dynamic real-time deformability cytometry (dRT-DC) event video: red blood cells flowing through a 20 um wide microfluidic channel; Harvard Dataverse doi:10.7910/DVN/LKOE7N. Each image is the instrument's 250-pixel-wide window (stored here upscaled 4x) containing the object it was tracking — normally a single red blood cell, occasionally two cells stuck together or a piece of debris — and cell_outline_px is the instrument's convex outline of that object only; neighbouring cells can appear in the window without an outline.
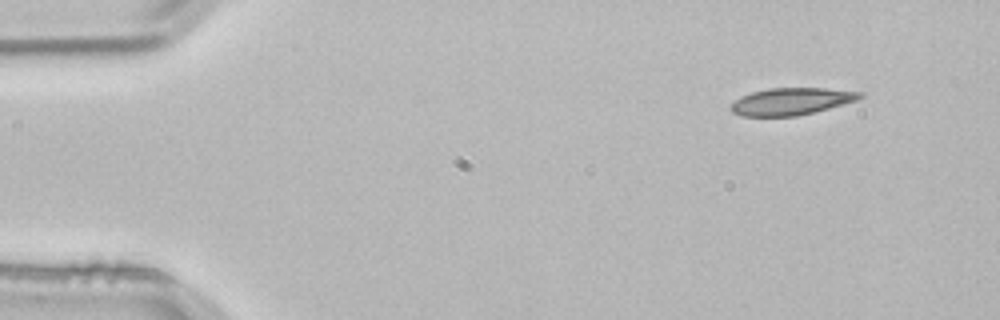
{"species": "common noctule bat (a hibernating species)", "species_latin": "Nyctalus noctula", "temperature_condition": "room temperature", "stored_images_in_passage": 3, "camera_frame_rate_fps": 3000, "um_per_image_px": 0.085, "animal": {"sex": "male", "body_mass_g": 21.5, "forearm_length_mm": 52.0}, "frame": {"image": 1, "passage_image": 1, "time_ms": 0.0, "image_size_px": [1000, 320], "cell_outline_px": [[864, 96], [856, 100], [828, 108], [796, 116], [740, 116], [732, 112], [728, 108], [740, 96], [752, 92], [768, 88], [824, 88], [864, 92]], "centroid_in_image_um": [67.23, 8.61], "position_along_channel_um": 17.8, "area_um2": 20.29}}
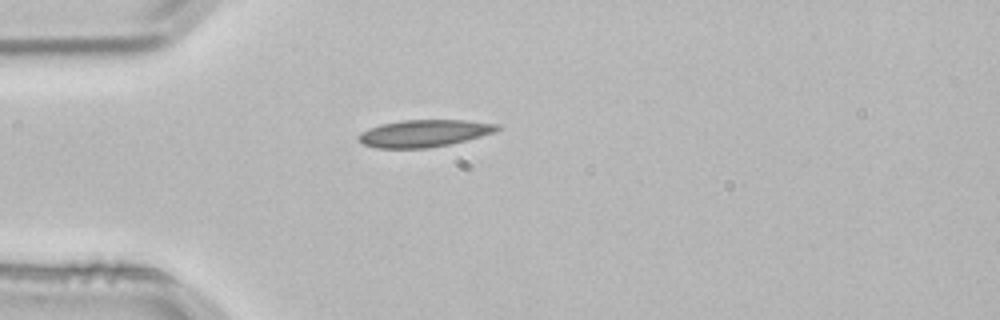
{"frame": {"image": 2, "passage_image": 3, "time_ms": 0.667, "image_size_px": [1000, 320], "cell_outline_px": [[500, 128], [496, 132], [448, 144], [428, 148], [376, 148], [364, 144], [356, 140], [356, 136], [360, 132], [368, 128], [380, 124], [404, 120], [464, 120], [500, 124]], "centroid_in_image_um": [36.0, 11.33], "position_along_channel_um": 49.0, "area_um2": 21.96}}